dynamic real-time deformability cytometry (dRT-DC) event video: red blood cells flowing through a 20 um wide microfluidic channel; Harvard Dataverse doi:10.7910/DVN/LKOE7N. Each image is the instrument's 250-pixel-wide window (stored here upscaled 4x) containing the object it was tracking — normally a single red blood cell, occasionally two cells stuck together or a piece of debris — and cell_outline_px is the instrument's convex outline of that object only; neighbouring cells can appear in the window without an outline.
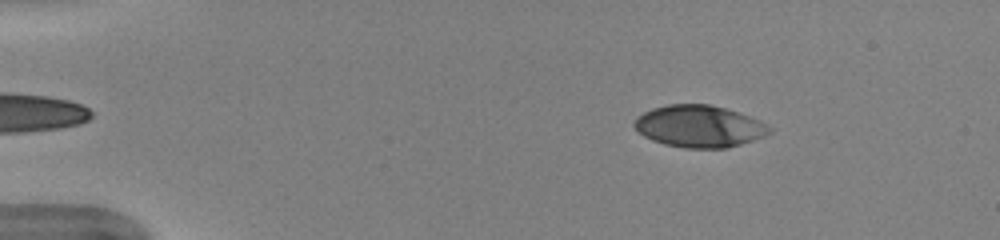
{"species": "human", "species_latin": "Homo sapiens", "temperature_condition": "warm", "stored_images_in_passage": 46, "camera_frame_rate_fps": 3000, "um_per_image_px": 0.085, "donor": {"sex": "female"}, "frame": {"image": 1, "passage_image": 3, "time_ms": 0.667, "image_size_px": [1000, 240], "cell_outline_px": [[772, 132], [764, 136], [728, 148], [684, 148], [664, 144], [652, 140], [644, 136], [632, 124], [636, 116], [652, 108], [668, 104], [708, 104], [724, 108], [760, 120], [772, 128]], "centroid_in_image_um": [59.41, 10.74], "position_along_channel_um": 25.6, "area_um2": 33.0}}
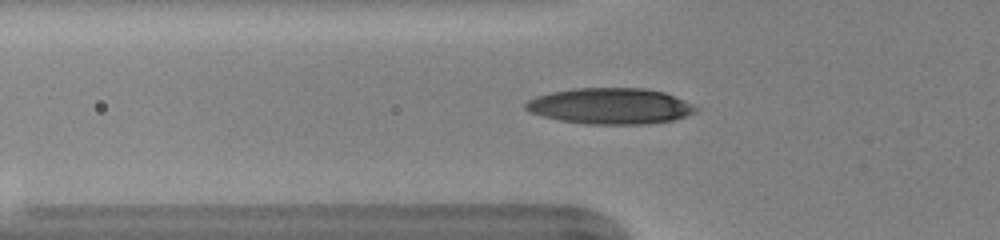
{"frame": {"image": 2, "passage_image": 13, "time_ms": 4.0, "image_size_px": [1000, 240], "cell_outline_px": [[696, 112], [672, 120], [648, 124], [584, 124], [560, 120], [528, 112], [524, 108], [524, 104], [528, 100], [536, 96], [552, 92], [572, 88], [644, 88], [664, 92], [684, 100], [696, 108]], "centroid_in_image_um": [51.83, 9.01], "position_along_channel_um": 74.0, "area_um2": 35.6}}
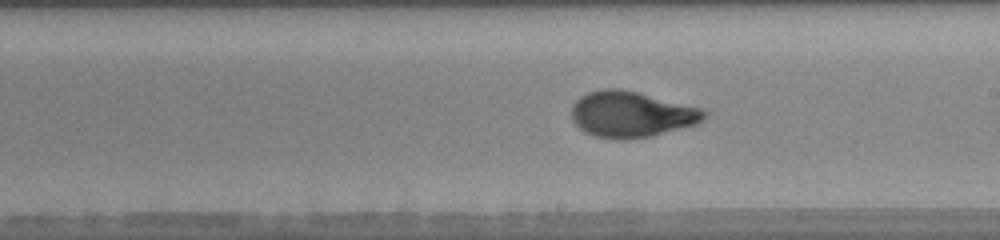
{"frame": {"image": 3, "passage_image": 25, "time_ms": 8.0, "image_size_px": [1000, 240], "cell_outline_px": [[708, 116], [704, 120], [696, 124], [652, 136], [624, 140], [596, 136], [584, 132], [572, 120], [572, 104], [580, 96], [588, 92], [604, 88], [620, 88], [700, 108], [708, 112]], "centroid_in_image_um": [53.65, 9.72], "position_along_channel_um": 235.3, "area_um2": 35.37}, "authors_computed_cell_mechanics": {"area_um2": 34.7089, "velocity_mm_per_s": 4.0176, "shape_relaxation_time_tau1_ms": 4.8271, "shape_relaxation_time_tau2_ms": null, "deformation_change_tau1": 0.2128, "deformation_change_tau2": null}}